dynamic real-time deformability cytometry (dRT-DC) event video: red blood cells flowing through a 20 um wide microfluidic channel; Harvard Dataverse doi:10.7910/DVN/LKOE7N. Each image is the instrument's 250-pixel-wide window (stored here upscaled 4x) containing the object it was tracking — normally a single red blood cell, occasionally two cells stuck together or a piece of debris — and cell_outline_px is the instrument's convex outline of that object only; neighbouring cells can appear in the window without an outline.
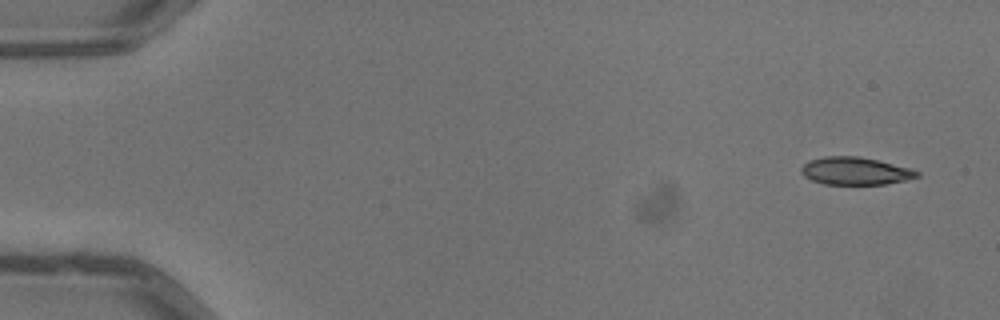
{"species": "common noctule bat (a hibernating species)", "species_latin": "Nyctalus noctula", "temperature_condition": "warm", "stored_images_in_passage": 6, "camera_frame_rate_fps": 3000, "um_per_image_px": 0.085, "animal": {"sex": "male", "body_mass_g": 13.3}, "frame": {"image": 1, "passage_image": 1, "time_ms": 0.0, "image_size_px": [1000, 320], "cell_outline_px": [[920, 176], [904, 180], [884, 184], [824, 184], [812, 180], [804, 176], [800, 172], [800, 168], [808, 160], [824, 156], [860, 156], [912, 168], [920, 172]], "centroid_in_image_um": [72.68, 14.52], "position_along_channel_um": 12.3, "area_um2": 18.73}}
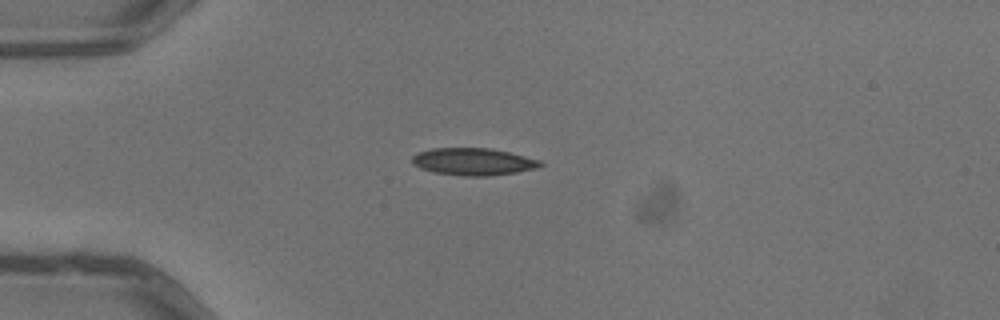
{"frame": {"image": 2, "passage_image": 4, "time_ms": 1.0, "image_size_px": [1000, 320], "cell_outline_px": [[544, 164], [536, 168], [516, 172], [488, 176], [464, 176], [432, 172], [420, 168], [412, 164], [412, 156], [416, 152], [432, 148], [492, 148], [540, 160]], "centroid_in_image_um": [40.18, 13.74], "position_along_channel_um": 44.8, "area_um2": 20.4}}
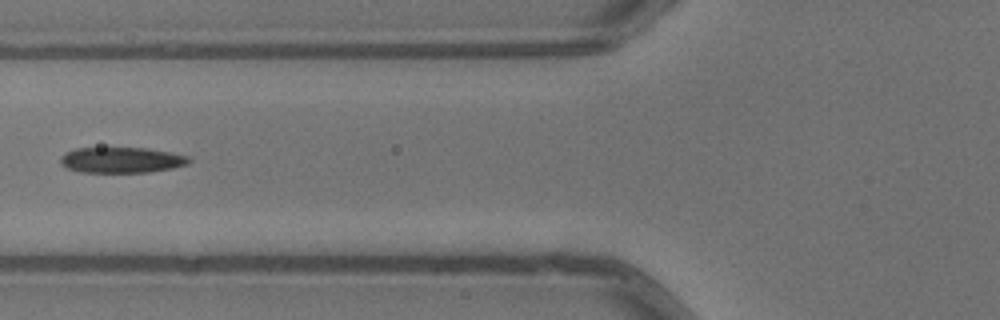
{"frame": {"image": 3, "passage_image": 6, "time_ms": 1.667, "image_size_px": [1000, 320], "cell_outline_px": [[192, 160], [188, 164], [172, 168], [148, 172], [80, 172], [68, 168], [60, 164], [60, 156], [64, 152], [76, 148], [148, 148], [172, 152], [188, 156]], "centroid_in_image_um": [10.33, 13.59], "position_along_channel_um": 115.5, "area_um2": 19.36}}